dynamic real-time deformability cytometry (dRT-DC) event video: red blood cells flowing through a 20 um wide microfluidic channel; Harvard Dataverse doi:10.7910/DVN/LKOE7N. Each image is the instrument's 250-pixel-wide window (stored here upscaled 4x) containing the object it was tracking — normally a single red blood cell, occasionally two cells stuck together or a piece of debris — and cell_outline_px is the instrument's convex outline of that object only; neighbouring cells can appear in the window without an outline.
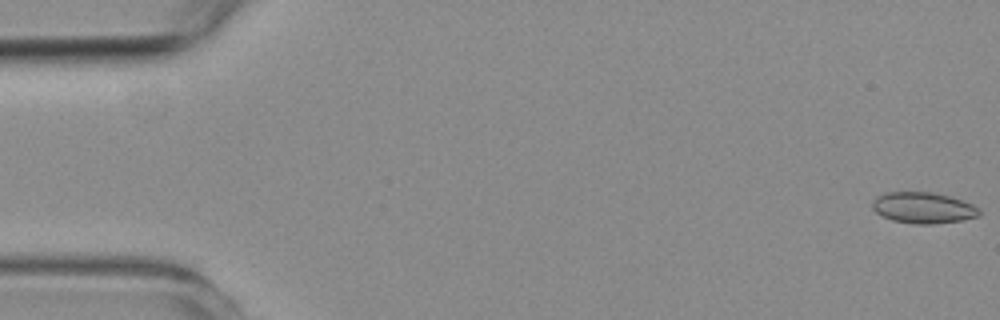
{"species": "common noctule bat (a hibernating species)", "species_latin": "Nyctalus noctula", "temperature_condition": "room temperature", "stored_images_in_passage": 56, "camera_frame_rate_fps": 3000, "um_per_image_px": 0.085, "animal": {"sex": "female", "body_mass_g": 19.3, "forearm_length_mm": 54.1}, "frame": {"image": 1, "passage_image": 1, "time_ms": 0.0, "image_size_px": [1000, 320], "cell_outline_px": [[980, 216], [960, 220], [932, 224], [916, 224], [892, 220], [876, 212], [872, 208], [872, 200], [876, 196], [884, 192], [932, 192], [948, 196], [972, 204], [980, 208]], "centroid_in_image_um": [78.45, 17.65], "position_along_channel_um": 6.5, "area_um2": 19.31}}
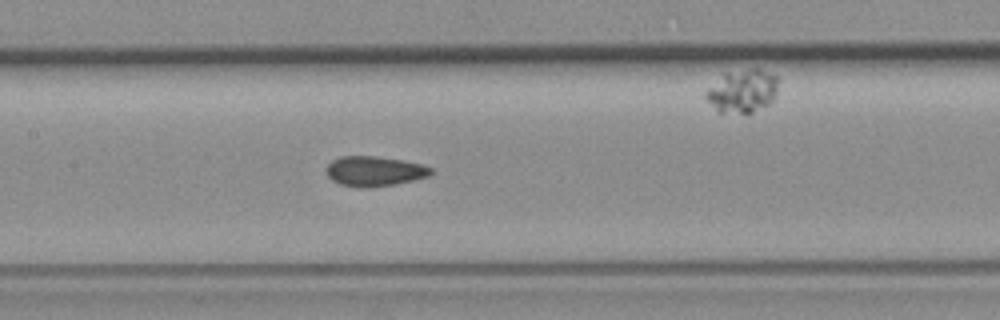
{"frame": {"image": 2, "passage_image": 26, "time_ms": 8.333, "image_size_px": [1000, 320], "cell_outline_px": [[436, 172], [428, 176], [416, 180], [396, 184], [368, 188], [360, 188], [340, 184], [332, 180], [328, 176], [328, 164], [332, 160], [340, 156], [372, 156], [404, 160], [420, 164], [432, 168]], "centroid_in_image_um": [31.87, 14.56], "position_along_channel_um": 175.5, "area_um2": 18.38}}
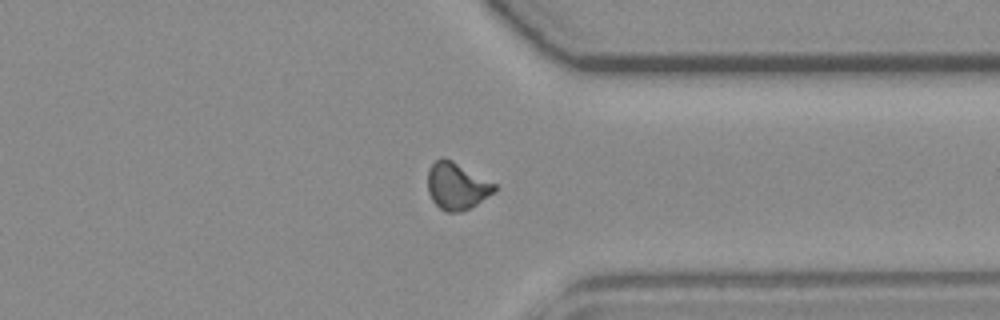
{"frame": {"image": 3, "passage_image": 42, "time_ms": 13.667, "image_size_px": [1000, 320], "cell_outline_px": [[496, 192], [476, 204], [460, 212], [444, 212], [432, 200], [428, 192], [428, 168], [440, 156], [444, 156], [452, 160], [496, 184]], "centroid_in_image_um": [38.81, 15.8], "position_along_channel_um": 372.6, "area_um2": 18.32}, "authors_computed_cell_mechanics": {"area_um2": 18.2937, "velocity_mm_per_s": 3.7624, "shape_relaxation_time_tau1_ms": null, "shape_relaxation_time_tau2_ms": 1.7846, "deformation_change_tau1": null, "deformation_change_tau2": 0.0468}}